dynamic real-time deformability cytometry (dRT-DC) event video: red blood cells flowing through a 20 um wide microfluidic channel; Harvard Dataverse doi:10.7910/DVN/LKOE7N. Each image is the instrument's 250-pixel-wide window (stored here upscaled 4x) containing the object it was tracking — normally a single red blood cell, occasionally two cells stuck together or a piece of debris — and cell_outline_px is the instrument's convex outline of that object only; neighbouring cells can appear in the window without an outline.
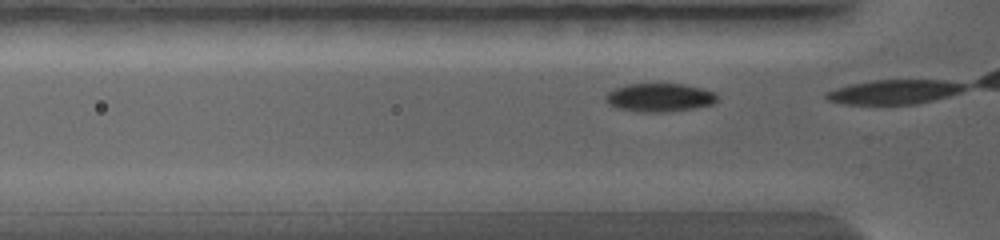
{"species": "common noctule bat (a hibernating species)", "species_latin": "Nyctalus noctula", "temperature_condition": "warm", "stored_images_in_passage": 3, "camera_frame_rate_fps": 5000, "um_per_image_px": 0.085, "animal": {"sex": "female", "body_mass_g": 19.0, "forearm_length_mm": 56.7}, "frame": {"image": 1, "passage_image": 2, "time_ms": 0.2, "image_size_px": [1000, 240], "cell_outline_px": [[716, 100], [712, 104], [696, 108], [664, 112], [636, 112], [616, 108], [608, 104], [604, 96], [608, 92], [616, 88], [628, 84], [684, 84], [704, 88], [716, 92]], "centroid_in_image_um": [56.05, 8.29], "position_along_channel_um": 69.7, "area_um2": 18.61}}